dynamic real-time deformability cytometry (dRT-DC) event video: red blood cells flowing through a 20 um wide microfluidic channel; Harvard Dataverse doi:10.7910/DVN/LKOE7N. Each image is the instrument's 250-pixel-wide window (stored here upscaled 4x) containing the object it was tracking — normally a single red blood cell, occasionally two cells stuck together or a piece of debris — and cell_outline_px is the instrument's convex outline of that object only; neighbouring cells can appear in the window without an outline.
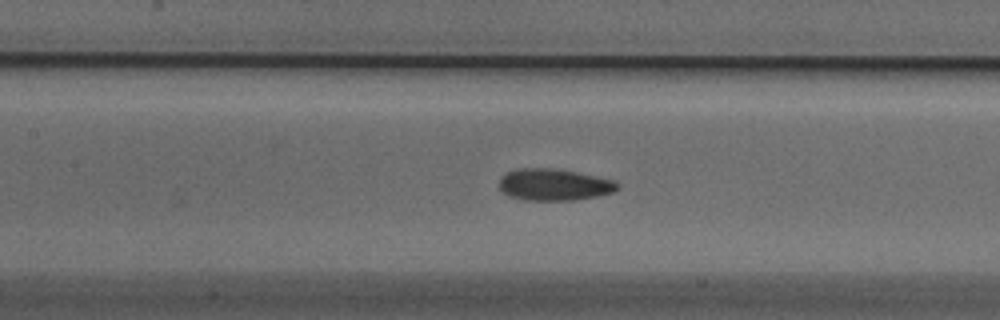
{"species": "Egyptian fruit bat (a non-hibernating species)", "species_latin": "Rousettus aegyptiacus", "temperature_condition": "cold", "stored_images_in_passage": 39, "camera_frame_rate_fps": 3000, "um_per_image_px": 0.085, "animal": {"sex": "male"}, "frame": {"image": 1, "passage_image": 19, "time_ms": 6.0, "image_size_px": [1000, 320], "cell_outline_px": [[620, 188], [612, 192], [596, 196], [576, 200], [524, 200], [512, 196], [504, 192], [500, 188], [500, 176], [516, 168], [552, 168], [576, 172], [612, 180], [620, 184]], "centroid_in_image_um": [47.09, 15.69], "position_along_channel_um": 160.3, "area_um2": 21.68}}
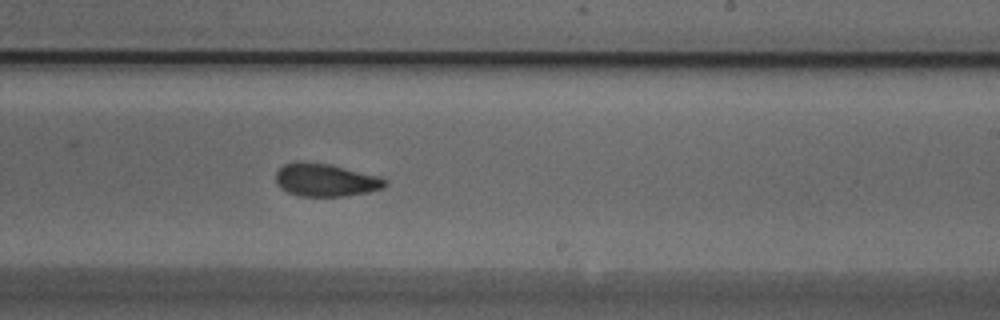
{"frame": {"image": 2, "passage_image": 27, "time_ms": 8.667, "image_size_px": [1000, 320], "cell_outline_px": [[388, 184], [384, 188], [368, 192], [348, 196], [300, 196], [288, 192], [280, 188], [276, 184], [276, 172], [284, 164], [332, 164], [384, 176], [388, 180]], "centroid_in_image_um": [27.8, 15.33], "position_along_channel_um": 261.2, "area_um2": 20.92}}
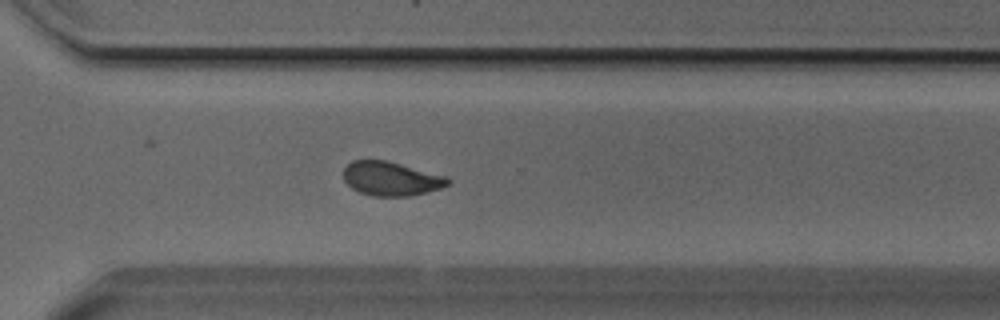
{"frame": {"image": 3, "passage_image": 33, "time_ms": 10.667, "image_size_px": [1000, 320], "cell_outline_px": [[452, 184], [440, 188], [408, 196], [372, 196], [360, 192], [352, 188], [344, 180], [344, 168], [352, 160], [388, 160], [448, 176], [452, 180]], "centroid_in_image_um": [33.28, 15.17], "position_along_channel_um": 337.3, "area_um2": 20.87}}